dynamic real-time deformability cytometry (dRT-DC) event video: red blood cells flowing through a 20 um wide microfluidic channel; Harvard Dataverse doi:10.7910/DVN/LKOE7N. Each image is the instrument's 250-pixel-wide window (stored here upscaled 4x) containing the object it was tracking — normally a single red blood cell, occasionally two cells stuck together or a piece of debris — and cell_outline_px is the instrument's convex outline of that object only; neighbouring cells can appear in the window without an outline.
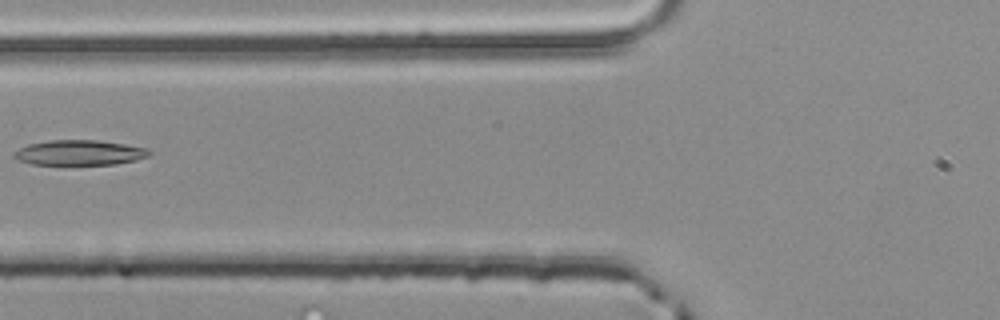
{"species": "common noctule bat (a hibernating species)", "species_latin": "Nyctalus noctula", "temperature_condition": "room temperature", "stored_images_in_passage": 3, "camera_frame_rate_fps": 3000, "um_per_image_px": 0.085, "animal": {"sex": "male", "body_mass_g": 20.4}, "frame": {"image": 1, "passage_image": 3, "time_ms": 0.667, "image_size_px": [1000, 320], "cell_outline_px": [[152, 152], [148, 156], [136, 160], [116, 164], [32, 164], [20, 160], [12, 156], [12, 152], [28, 144], [48, 140], [96, 140], [124, 144], [144, 148]], "centroid_in_image_um": [6.72, 12.97], "position_along_channel_um": 119.1, "area_um2": 19.59}}